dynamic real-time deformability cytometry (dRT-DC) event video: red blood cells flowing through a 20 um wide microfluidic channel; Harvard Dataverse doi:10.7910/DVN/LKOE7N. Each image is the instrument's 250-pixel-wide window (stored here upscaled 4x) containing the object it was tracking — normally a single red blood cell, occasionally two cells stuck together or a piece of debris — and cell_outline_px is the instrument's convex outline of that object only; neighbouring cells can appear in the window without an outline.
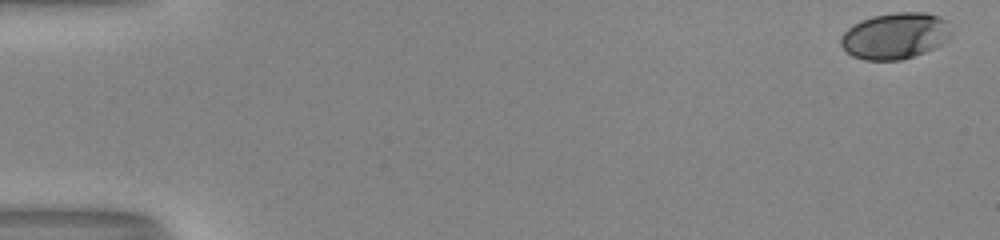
{"species": "human", "species_latin": "Homo sapiens", "temperature_condition": "room temperature", "stored_images_in_passage": 47, "camera_frame_rate_fps": 3000, "um_per_image_px": 0.085, "donor": {"sex": "male"}, "frame": {"image": 1, "passage_image": 1, "time_ms": 0.0, "image_size_px": [1000, 240], "cell_outline_px": [[948, 40], [924, 52], [900, 60], [864, 60], [852, 56], [840, 44], [840, 40], [844, 32], [848, 28], [860, 20], [872, 16], [896, 12], [924, 12], [940, 16], [944, 20], [948, 32]], "centroid_in_image_um": [76.03, 3.04], "position_along_channel_um": 9.0, "area_um2": 29.36}}
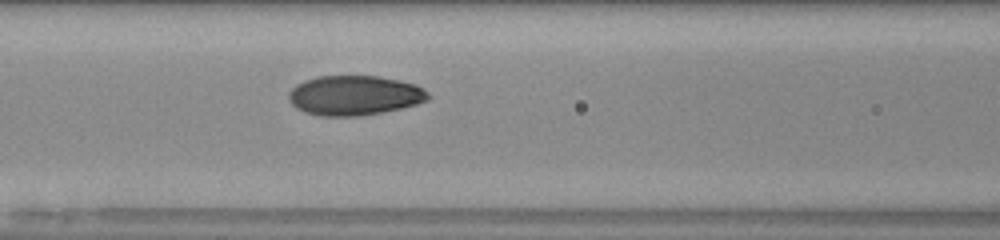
{"frame": {"image": 2, "passage_image": 24, "time_ms": 7.667, "image_size_px": [1000, 240], "cell_outline_px": [[432, 96], [428, 100], [416, 104], [400, 108], [380, 112], [356, 116], [320, 116], [304, 112], [296, 108], [288, 100], [288, 92], [296, 84], [304, 80], [316, 76], [380, 76], [416, 84], [424, 88]], "centroid_in_image_um": [30.11, 8.1], "position_along_channel_um": 136.5, "area_um2": 32.48}}
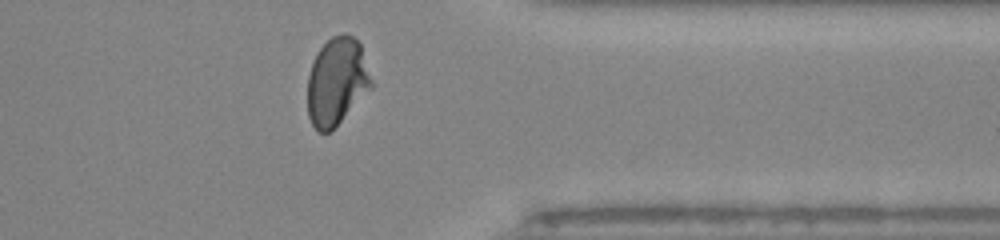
{"frame": {"image": 3, "passage_image": 43, "time_ms": 14.0, "image_size_px": [1000, 240], "cell_outline_px": [[372, 88], [328, 132], [320, 132], [312, 124], [308, 116], [308, 76], [316, 52], [332, 36], [344, 32], [352, 36], [360, 44], [372, 80]], "centroid_in_image_um": [28.62, 6.89], "position_along_channel_um": 382.8, "area_um2": 32.08}, "authors_computed_cell_mechanics": {"area_um2": 31.9056, "velocity_mm_per_s": 4.0266, "shape_relaxation_time_tau1_ms": 6.3595, "shape_relaxation_time_tau2_ms": null, "deformation_change_tau1": 0.2387, "deformation_change_tau2": null}}